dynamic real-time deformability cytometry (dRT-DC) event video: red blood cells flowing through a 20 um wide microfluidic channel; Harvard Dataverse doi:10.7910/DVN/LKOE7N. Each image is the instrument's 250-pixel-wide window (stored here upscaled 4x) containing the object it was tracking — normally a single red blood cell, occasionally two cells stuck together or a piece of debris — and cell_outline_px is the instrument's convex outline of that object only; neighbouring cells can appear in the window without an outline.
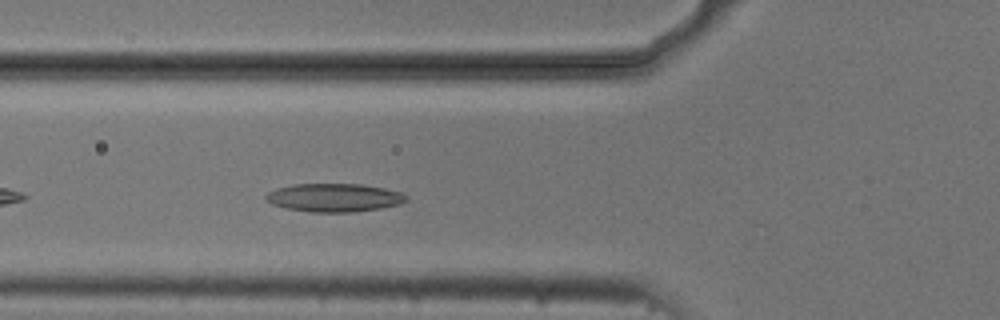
{"species": "common noctule bat (a hibernating species)", "species_latin": "Nyctalus noctula", "temperature_condition": "cold", "stored_images_in_passage": 36, "camera_frame_rate_fps": 3000, "um_per_image_px": 0.085, "animal": {"sex": "male", "body_mass_g": 20.5, "forearm_length_mm": 52.5}, "frame": {"image": 1, "passage_image": 6, "time_ms": 1.667, "image_size_px": [1000, 320], "cell_outline_px": [[408, 200], [400, 204], [380, 208], [356, 212], [308, 212], [288, 208], [272, 204], [264, 200], [264, 196], [268, 192], [276, 188], [292, 184], [360, 184], [384, 188], [400, 192], [408, 196]], "centroid_in_image_um": [28.39, 16.8], "position_along_channel_um": 97.4, "area_um2": 23.29}}
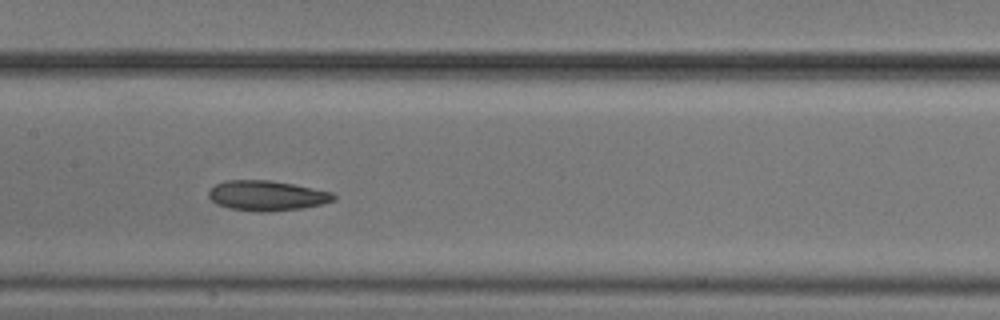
{"frame": {"image": 2, "passage_image": 13, "time_ms": 4.0, "image_size_px": [1000, 320], "cell_outline_px": [[336, 200], [320, 204], [300, 208], [268, 212], [260, 212], [228, 208], [216, 204], [208, 196], [208, 192], [216, 184], [224, 180], [268, 180], [292, 184], [332, 192], [336, 196]], "centroid_in_image_um": [22.66, 16.63], "position_along_channel_um": 184.7, "area_um2": 21.79}}
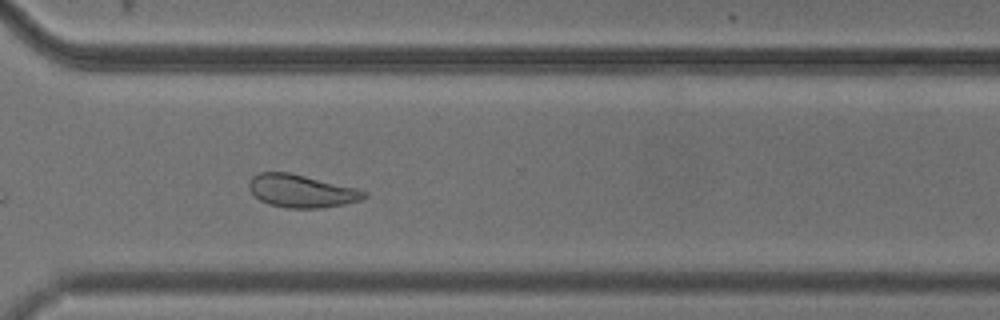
{"frame": {"image": 3, "passage_image": 26, "time_ms": 8.333, "image_size_px": [1000, 320], "cell_outline_px": [[368, 196], [360, 200], [344, 204], [320, 208], [288, 208], [268, 204], [260, 200], [248, 188], [248, 180], [252, 176], [260, 172], [288, 172], [356, 188], [368, 192]], "centroid_in_image_um": [25.6, 16.23], "position_along_channel_um": 345.0, "area_um2": 21.96}, "authors_computed_cell_mechanics": {"area_um2": 22.2819, "velocity_mm_per_s": 3.7085, "shape_relaxation_time_tau1_ms": null, "shape_relaxation_time_tau2_ms": 6.0936, "deformation_change_tau1": null, "deformation_change_tau2": 0.1087}}